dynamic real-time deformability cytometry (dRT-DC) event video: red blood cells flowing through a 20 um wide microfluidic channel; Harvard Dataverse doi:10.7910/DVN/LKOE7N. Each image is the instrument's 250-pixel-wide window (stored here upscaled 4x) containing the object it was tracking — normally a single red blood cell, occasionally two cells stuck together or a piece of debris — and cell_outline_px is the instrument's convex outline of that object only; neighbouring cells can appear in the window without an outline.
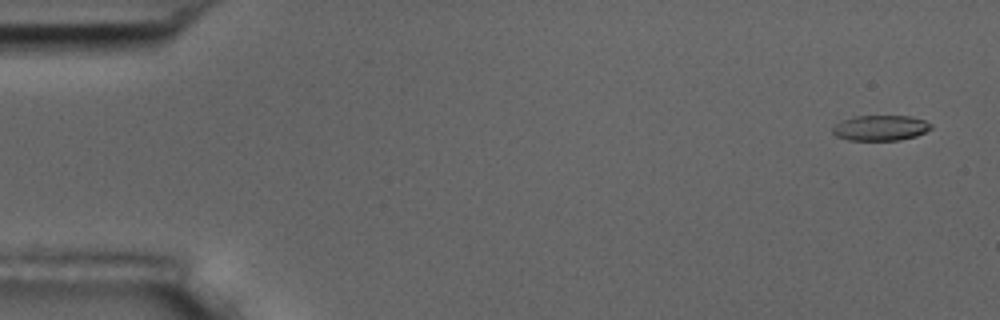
{"species": "common noctule bat (a hibernating species)", "species_latin": "Nyctalus noctula", "temperature_condition": "room temperature", "stored_images_in_passage": 4, "camera_frame_rate_fps": 3000, "um_per_image_px": 0.085, "animal": {"sex": "male", "body_mass_g": 17.5, "forearm_length_mm": 52.3}, "frame": {"image": 1, "passage_image": 1, "time_ms": 0.0, "image_size_px": [1000, 320], "cell_outline_px": [[932, 128], [916, 136], [900, 140], [848, 140], [836, 136], [832, 132], [832, 128], [836, 124], [844, 120], [856, 116], [912, 116], [924, 120], [932, 124]], "centroid_in_image_um": [74.86, 10.87], "position_along_channel_um": 10.1, "area_um2": 14.51}}
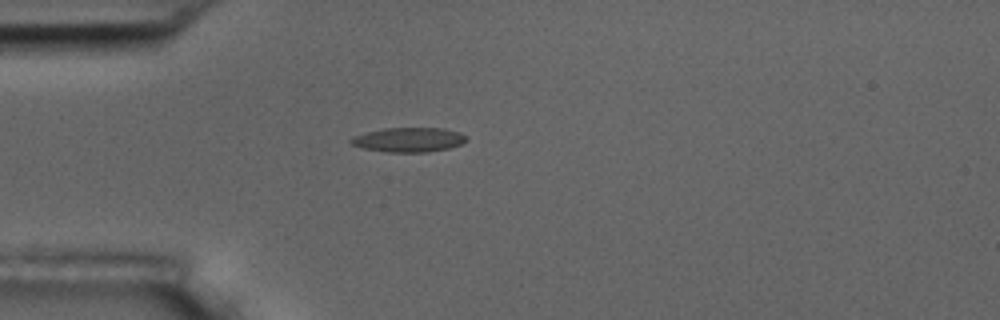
{"frame": {"image": 2, "passage_image": 4, "time_ms": 4.333, "image_size_px": [1000, 320], "cell_outline_px": [[468, 140], [460, 144], [448, 148], [428, 152], [388, 152], [364, 148], [348, 144], [348, 140], [356, 136], [368, 132], [384, 128], [444, 128], [460, 132]], "centroid_in_image_um": [34.73, 11.88], "position_along_channel_um": 50.3, "area_um2": 16.36}}